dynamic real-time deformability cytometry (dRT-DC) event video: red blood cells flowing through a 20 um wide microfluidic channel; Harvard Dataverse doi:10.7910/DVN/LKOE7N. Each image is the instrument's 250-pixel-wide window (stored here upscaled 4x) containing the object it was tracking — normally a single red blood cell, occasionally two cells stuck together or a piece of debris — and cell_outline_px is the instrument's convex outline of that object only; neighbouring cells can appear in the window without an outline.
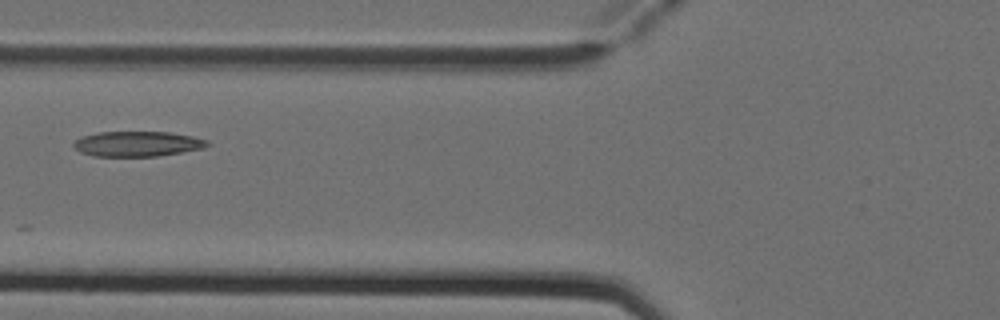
{"species": "Egyptian fruit bat (a non-hibernating species)", "species_latin": "Rousettus aegyptiacus", "temperature_condition": "cold", "stored_images_in_passage": 2, "camera_frame_rate_fps": 3000, "um_per_image_px": 0.085, "animal": {"sex": "female"}, "frame": {"image": 1, "passage_image": 2, "time_ms": 0.333, "image_size_px": [1000, 320], "cell_outline_px": [[208, 144], [204, 148], [156, 156], [92, 156], [80, 152], [72, 144], [76, 140], [84, 136], [100, 132], [168, 132], [192, 136], [208, 140]], "centroid_in_image_um": [11.67, 12.23], "position_along_channel_um": 114.1, "area_um2": 19.36}}